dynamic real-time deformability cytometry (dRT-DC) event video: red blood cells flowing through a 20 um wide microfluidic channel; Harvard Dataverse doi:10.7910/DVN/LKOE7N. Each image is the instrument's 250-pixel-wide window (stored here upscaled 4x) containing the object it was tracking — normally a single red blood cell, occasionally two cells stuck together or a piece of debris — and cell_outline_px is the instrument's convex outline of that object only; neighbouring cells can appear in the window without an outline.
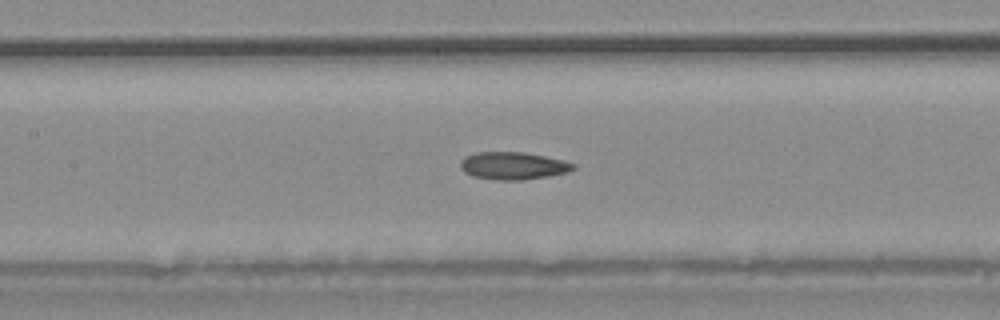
{"species": "common noctule bat (a hibernating species)", "species_latin": "Nyctalus noctula", "temperature_condition": "warm", "stored_images_in_passage": 39, "camera_frame_rate_fps": 3000, "um_per_image_px": 0.085, "animal": {"sex": "male", "body_mass_g": 20.4}, "frame": {"image": 1, "passage_image": 17, "time_ms": 5.333, "image_size_px": [1000, 320], "cell_outline_px": [[576, 168], [568, 172], [548, 176], [524, 180], [496, 180], [472, 176], [464, 172], [460, 168], [460, 160], [464, 156], [476, 152], [524, 152], [564, 160], [576, 164]], "centroid_in_image_um": [43.6, 14.09], "position_along_channel_um": 163.8, "area_um2": 18.32}}